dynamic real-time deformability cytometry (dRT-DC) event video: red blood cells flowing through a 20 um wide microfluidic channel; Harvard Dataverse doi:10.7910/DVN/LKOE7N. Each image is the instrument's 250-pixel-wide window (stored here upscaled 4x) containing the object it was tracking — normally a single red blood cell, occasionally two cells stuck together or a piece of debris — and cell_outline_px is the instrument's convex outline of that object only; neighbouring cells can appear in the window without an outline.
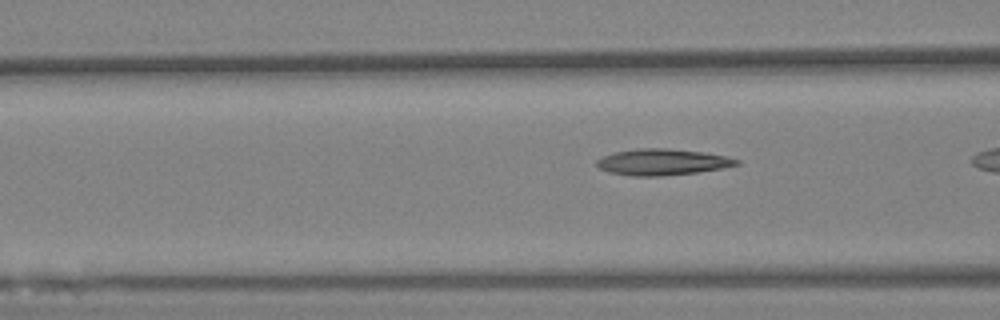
{"species": "Egyptian fruit bat (a non-hibernating species)", "species_latin": "Rousettus aegyptiacus", "temperature_condition": "warm", "stored_images_in_passage": 35, "camera_frame_rate_fps": 3000, "um_per_image_px": 0.085, "animal": {"sex": "female"}, "frame": {"image": 1, "passage_image": 25, "time_ms": 8.0, "image_size_px": [1000, 320], "cell_outline_px": [[740, 164], [724, 168], [696, 172], [660, 176], [632, 176], [608, 172], [600, 168], [596, 164], [596, 160], [612, 152], [636, 148], [668, 148], [704, 152], [724, 156], [740, 160]], "centroid_in_image_um": [56.28, 13.77], "position_along_channel_um": 110.3, "area_um2": 21.44}}
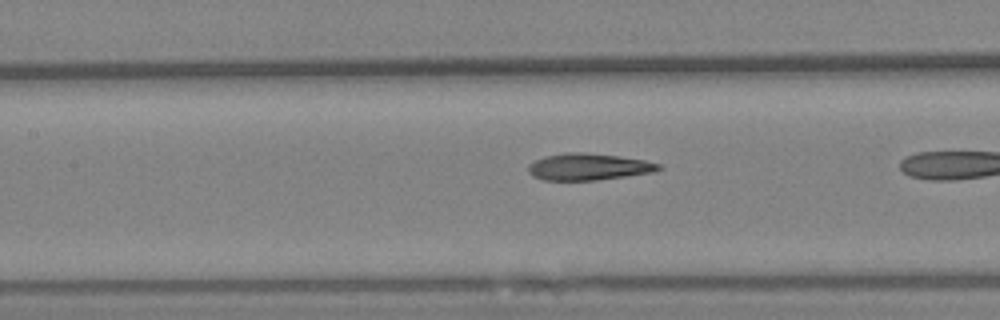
{"frame": {"image": 2, "passage_image": 30, "time_ms": 9.667, "image_size_px": [1000, 320], "cell_outline_px": [[664, 168], [656, 172], [596, 180], [544, 180], [532, 176], [528, 172], [528, 164], [544, 156], [564, 152], [584, 152], [620, 156], [644, 160], [660, 164]], "centroid_in_image_um": [50.03, 14.17], "position_along_channel_um": 157.4, "area_um2": 20.52}}